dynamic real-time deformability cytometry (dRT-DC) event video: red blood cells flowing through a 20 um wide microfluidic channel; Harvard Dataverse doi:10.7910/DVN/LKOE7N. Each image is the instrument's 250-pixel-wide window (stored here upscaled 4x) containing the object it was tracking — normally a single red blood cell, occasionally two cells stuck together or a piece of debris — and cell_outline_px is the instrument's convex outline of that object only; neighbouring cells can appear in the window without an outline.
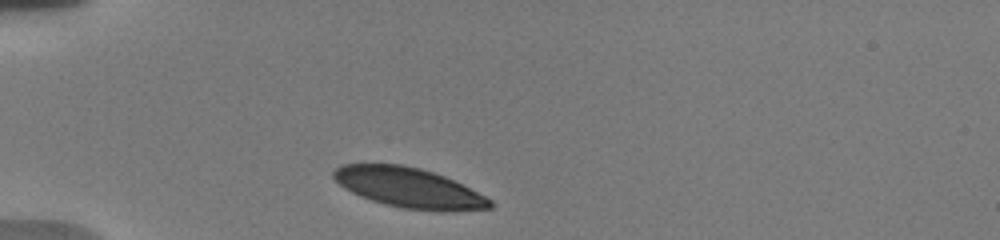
{"species": "human", "species_latin": "Homo sapiens", "temperature_condition": "warm", "stored_images_in_passage": 40, "camera_frame_rate_fps": 3000, "um_per_image_px": 0.085, "donor": {"sex": "male"}, "frame": {"image": 1, "passage_image": 1, "time_ms": 0.0, "image_size_px": [1000, 240], "cell_outline_px": [[496, 204], [492, 208], [452, 212], [440, 212], [404, 208], [384, 204], [360, 196], [344, 188], [332, 176], [332, 172], [336, 168], [344, 164], [400, 164], [420, 168], [444, 176], [492, 200]], "centroid_in_image_um": [34.78, 15.98], "position_along_channel_um": 50.2, "area_um2": 36.36}}
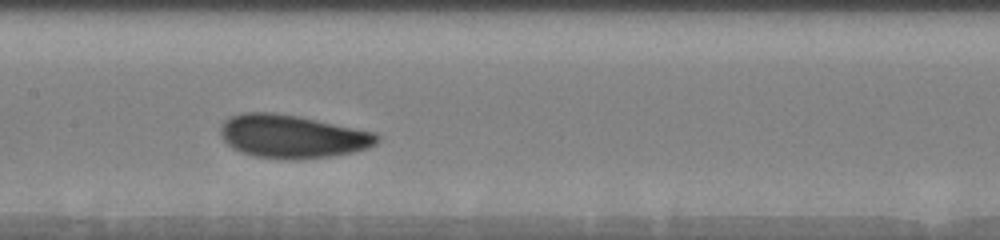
{"frame": {"image": 2, "passage_image": 11, "time_ms": 4.333, "image_size_px": [1000, 240], "cell_outline_px": [[380, 140], [376, 144], [368, 148], [352, 152], [328, 156], [292, 160], [256, 156], [232, 148], [224, 140], [220, 132], [220, 124], [224, 120], [240, 112], [272, 112], [300, 116], [376, 132], [380, 136]], "centroid_in_image_um": [24.86, 11.57], "position_along_channel_um": 182.5, "area_um2": 39.54}}
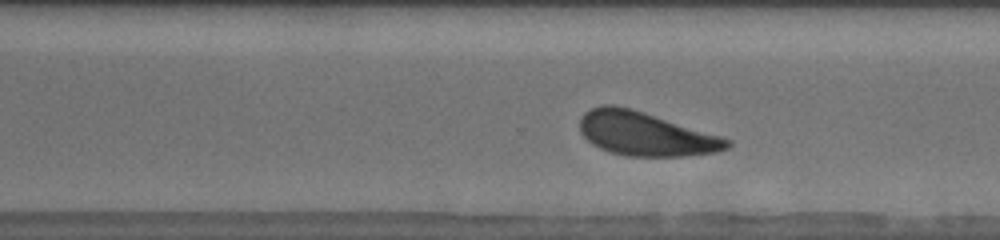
{"frame": {"image": 3, "passage_image": 26, "time_ms": 8.0, "image_size_px": [1000, 240], "cell_outline_px": [[732, 144], [728, 148], [720, 152], [684, 156], [628, 156], [612, 152], [600, 148], [592, 144], [580, 132], [580, 116], [584, 112], [600, 104], [612, 104], [632, 108], [720, 136], [732, 140]], "centroid_in_image_um": [54.86, 11.37], "position_along_channel_um": 315.7, "area_um2": 37.63}, "authors_computed_cell_mechanics": {"area_um2": 38.0324, "velocity_mm_per_s": 3.639, "shape_relaxation_time_tau1_ms": 2.5948, "shape_relaxation_time_tau2_ms": null, "deformation_change_tau1": 0.1184, "deformation_change_tau2": null}}